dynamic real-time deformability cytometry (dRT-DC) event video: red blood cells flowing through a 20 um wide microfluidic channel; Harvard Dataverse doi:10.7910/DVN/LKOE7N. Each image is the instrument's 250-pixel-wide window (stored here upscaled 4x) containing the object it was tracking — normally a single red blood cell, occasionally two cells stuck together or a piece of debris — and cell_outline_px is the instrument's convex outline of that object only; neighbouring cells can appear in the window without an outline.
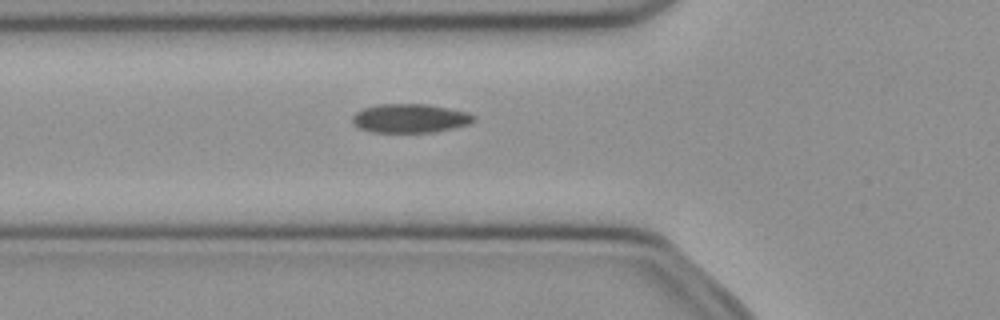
{"species": "common noctule bat (a hibernating species)", "species_latin": "Nyctalus noctula", "temperature_condition": "cold", "stored_images_in_passage": 50, "camera_frame_rate_fps": 3000, "um_per_image_px": 0.085, "animal": {"sex": "female", "body_mass_g": 21.9}, "frame": {"image": 1, "passage_image": 17, "time_ms": 5.333, "image_size_px": [1000, 320], "cell_outline_px": [[476, 120], [472, 124], [432, 132], [372, 132], [360, 128], [352, 120], [352, 116], [356, 112], [364, 108], [376, 104], [424, 104], [448, 108], [468, 112], [476, 116]], "centroid_in_image_um": [34.9, 10.05], "position_along_channel_um": 90.9, "area_um2": 20.4}}
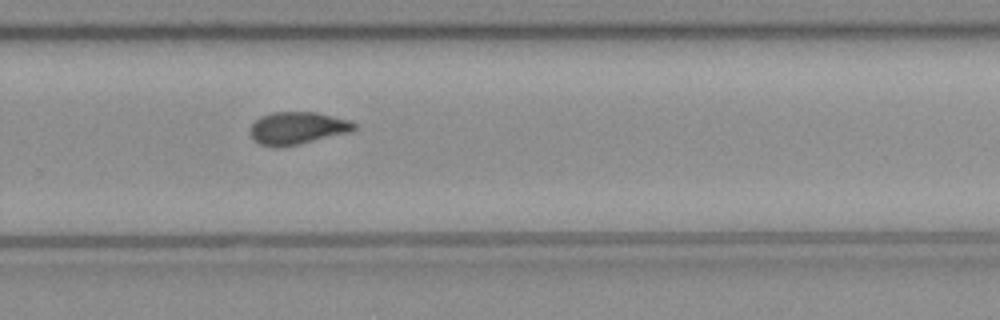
{"frame": {"image": 2, "passage_image": 33, "time_ms": 10.667, "image_size_px": [1000, 320], "cell_outline_px": [[356, 128], [352, 132], [280, 148], [272, 148], [260, 144], [252, 136], [252, 124], [260, 116], [272, 112], [316, 112], [348, 120], [356, 124]], "centroid_in_image_um": [25.29, 10.9], "position_along_channel_um": 304.5, "area_um2": 19.59}}
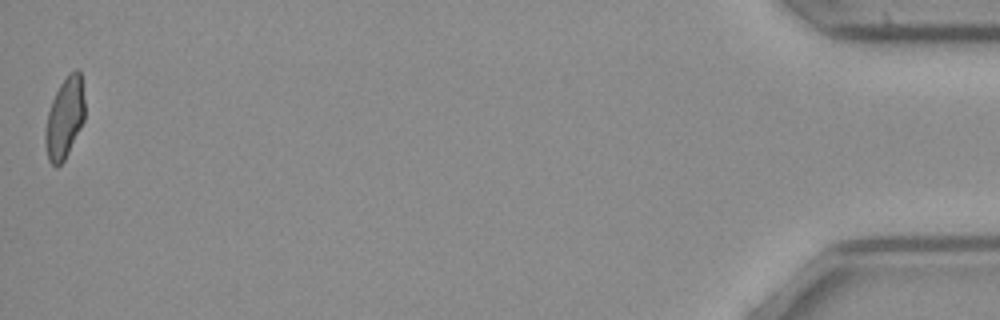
{"frame": {"image": 3, "passage_image": 50, "time_ms": 16.333, "image_size_px": [1000, 320], "cell_outline_px": [[84, 120], [64, 160], [56, 168], [48, 160], [44, 144], [44, 132], [48, 112], [52, 100], [60, 84], [68, 72], [76, 68], [80, 68], [84, 100]], "centroid_in_image_um": [5.48, 10.0], "position_along_channel_um": 429.7, "area_um2": 18.73}, "authors_computed_cell_mechanics": {"area_um2": 19.8543, "velocity_mm_per_s": 3.9924, "shape_relaxation_time_tau1_ms": 9.4297, "shape_relaxation_time_tau2_ms": 2.6215, "deformation_change_tau1": 0.1659, "deformation_change_tau2": 0.0632}}